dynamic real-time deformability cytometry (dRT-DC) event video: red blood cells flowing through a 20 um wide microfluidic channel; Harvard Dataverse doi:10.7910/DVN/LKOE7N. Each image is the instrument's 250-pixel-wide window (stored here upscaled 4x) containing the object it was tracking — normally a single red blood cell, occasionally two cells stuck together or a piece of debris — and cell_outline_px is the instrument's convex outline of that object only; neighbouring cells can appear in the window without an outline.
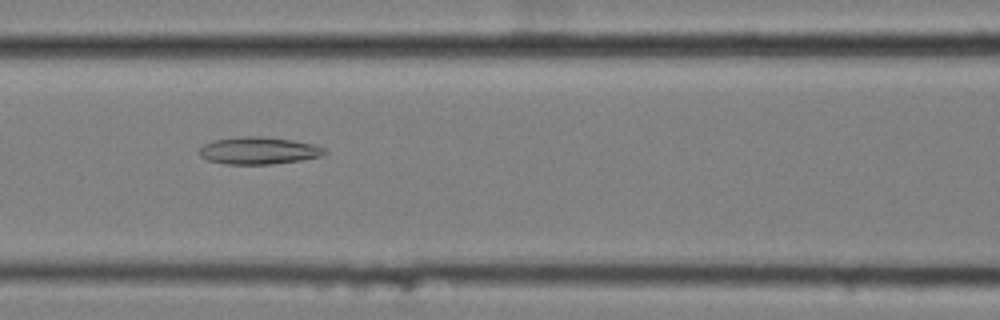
{"species": "common noctule bat (a hibernating species)", "species_latin": "Nyctalus noctula", "temperature_condition": "cold", "stored_images_in_passage": 5, "camera_frame_rate_fps": 3000, "um_per_image_px": 0.085, "animal": {"sex": "female", "body_mass_g": 25.1}, "frame": {"image": 1, "passage_image": 4, "time_ms": 1.0, "image_size_px": [1000, 320], "cell_outline_px": [[328, 152], [324, 156], [300, 160], [272, 164], [224, 164], [208, 160], [200, 156], [200, 148], [204, 144], [212, 140], [240, 136], [260, 136], [292, 140], [312, 144], [324, 148]], "centroid_in_image_um": [21.98, 12.8], "position_along_channel_um": 144.6, "area_um2": 19.94}}
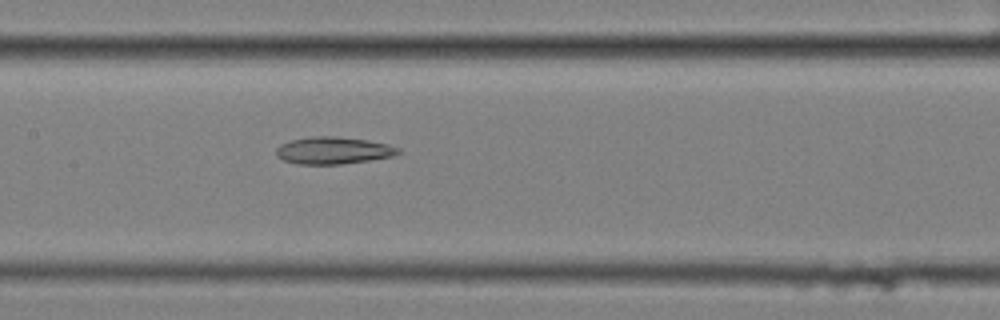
{"frame": {"image": 2, "passage_image": 5, "time_ms": 1.333, "image_size_px": [1000, 320], "cell_outline_px": [[400, 152], [392, 156], [368, 160], [340, 164], [300, 164], [284, 160], [276, 156], [276, 148], [280, 144], [292, 140], [312, 136], [336, 136], [368, 140], [388, 144], [400, 148]], "centroid_in_image_um": [28.32, 12.78], "position_along_channel_um": 179.1, "area_um2": 19.19}}